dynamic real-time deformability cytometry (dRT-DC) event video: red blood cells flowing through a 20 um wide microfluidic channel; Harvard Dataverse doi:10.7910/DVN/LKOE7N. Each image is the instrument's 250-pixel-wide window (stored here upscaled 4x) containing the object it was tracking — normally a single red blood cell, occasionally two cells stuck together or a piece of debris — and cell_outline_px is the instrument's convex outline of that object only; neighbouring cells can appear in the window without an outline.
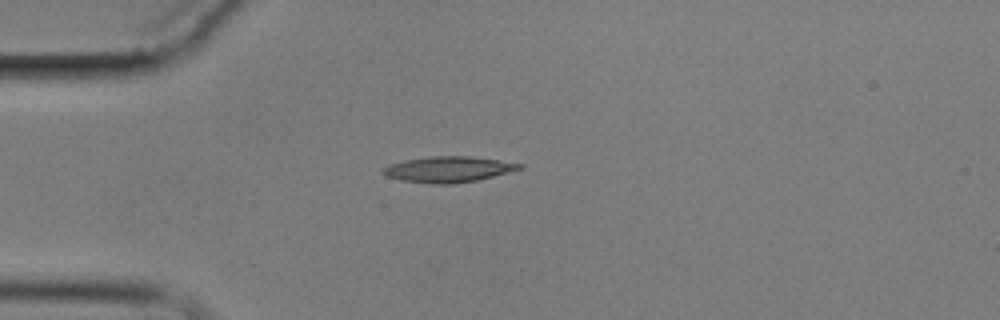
{"species": "common noctule bat (a hibernating species)", "species_latin": "Nyctalus noctula", "temperature_condition": "cold", "stored_images_in_passage": 7, "camera_frame_rate_fps": 3000, "um_per_image_px": 0.085, "animal": {"sex": "male", "body_mass_g": 17.9}, "frame": {"image": 1, "passage_image": 1, "time_ms": 0.0, "image_size_px": [1000, 320], "cell_outline_px": [[524, 168], [476, 180], [452, 184], [432, 184], [400, 180], [384, 176], [380, 172], [388, 164], [404, 160], [432, 156], [468, 156], [524, 164]], "centroid_in_image_um": [38.04, 14.4], "position_along_channel_um": 47.0, "area_um2": 20.46}}
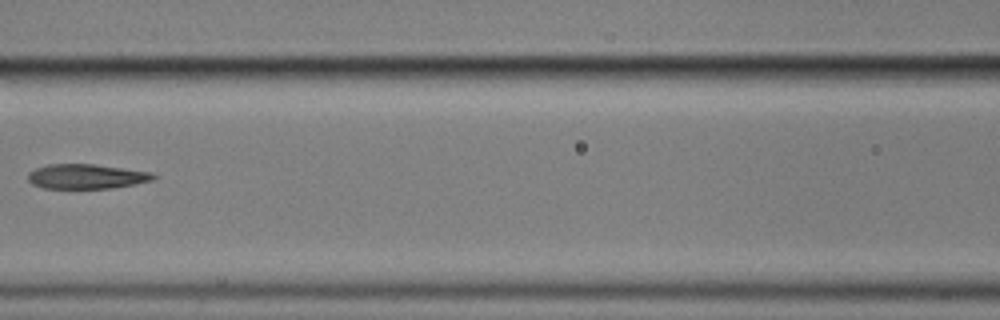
{"frame": {"image": 2, "passage_image": 4, "time_ms": 3.667, "image_size_px": [1000, 320], "cell_outline_px": [[160, 176], [152, 180], [112, 188], [44, 188], [32, 184], [28, 180], [28, 172], [36, 168], [48, 164], [92, 164], [152, 172]], "centroid_in_image_um": [7.34, 14.99], "position_along_channel_um": 159.3, "area_um2": 17.98}}
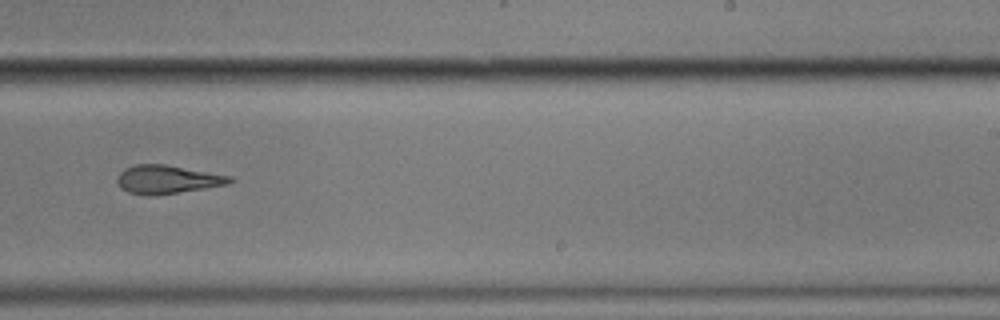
{"frame": {"image": 3, "passage_image": 7, "time_ms": 7.0, "image_size_px": [1000, 320], "cell_outline_px": [[236, 180], [228, 184], [204, 188], [148, 196], [128, 192], [120, 188], [116, 180], [120, 172], [124, 168], [136, 164], [164, 164], [232, 176]], "centroid_in_image_um": [14.2, 15.24], "position_along_channel_um": 274.8, "area_um2": 18.55}}